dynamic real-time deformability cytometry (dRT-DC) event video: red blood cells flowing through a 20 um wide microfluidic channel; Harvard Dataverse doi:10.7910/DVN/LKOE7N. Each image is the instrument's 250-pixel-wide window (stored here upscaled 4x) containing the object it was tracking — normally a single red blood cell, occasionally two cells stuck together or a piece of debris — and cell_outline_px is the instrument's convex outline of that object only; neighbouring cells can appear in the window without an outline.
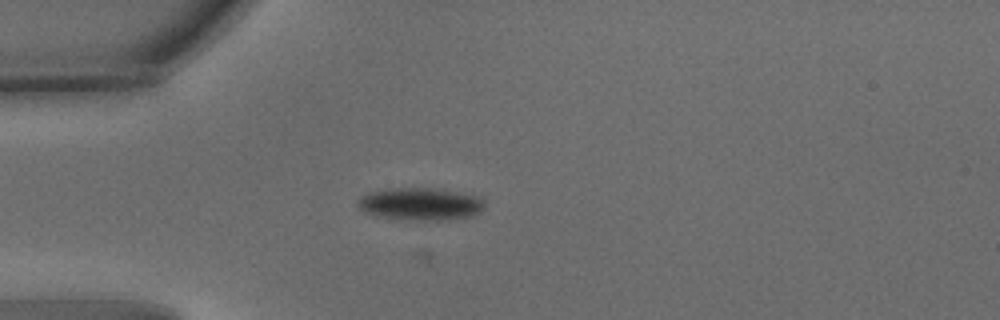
{"species": "common noctule bat (a hibernating species)", "species_latin": "Nyctalus noctula", "temperature_condition": "warm", "stored_images_in_passage": 49, "camera_frame_rate_fps": 3000, "um_per_image_px": 0.085, "animal": {"sex": "male", "body_mass_g": 15.6}, "frame": {"image": 1, "passage_image": 7, "time_ms": 2.0, "image_size_px": [1000, 320], "cell_outline_px": [[484, 208], [480, 212], [472, 216], [448, 220], [416, 220], [380, 216], [368, 212], [360, 208], [356, 204], [360, 196], [368, 192], [400, 188], [432, 188], [456, 192], [476, 196], [484, 200]], "centroid_in_image_um": [35.77, 17.34], "position_along_channel_um": 49.2, "area_um2": 23.64}}
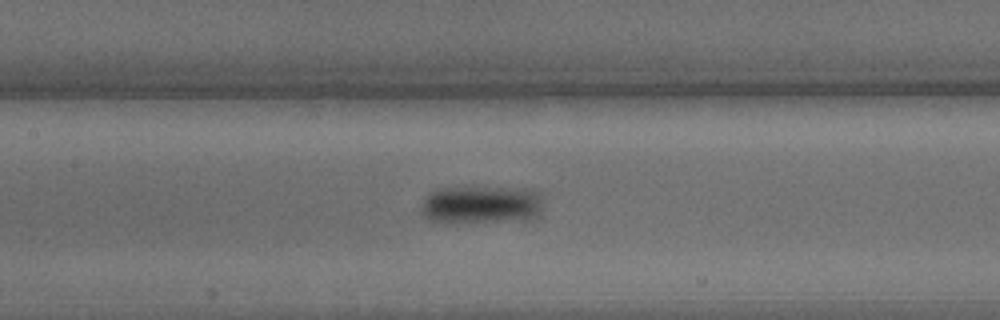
{"frame": {"image": 2, "passage_image": 18, "time_ms": 5.667, "image_size_px": [1000, 320], "cell_outline_px": [[544, 192], [540, 216], [532, 220], [456, 224], [444, 224], [428, 220], [424, 216], [420, 208], [424, 200], [436, 188], [524, 188]], "centroid_in_image_um": [40.97, 17.45], "position_along_channel_um": 166.4, "area_um2": 28.21}}
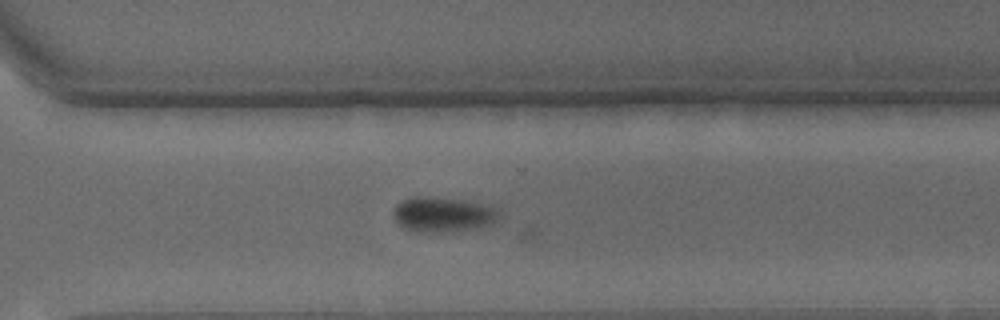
{"frame": {"image": 3, "passage_image": 32, "time_ms": 10.333, "image_size_px": [1000, 320], "cell_outline_px": [[504, 216], [500, 220], [492, 224], [472, 228], [432, 232], [416, 232], [404, 228], [396, 220], [392, 212], [396, 204], [404, 200], [416, 196], [424, 196], [468, 200], [488, 204], [500, 208]], "centroid_in_image_um": [37.75, 18.2], "position_along_channel_um": 332.8, "area_um2": 21.91}}